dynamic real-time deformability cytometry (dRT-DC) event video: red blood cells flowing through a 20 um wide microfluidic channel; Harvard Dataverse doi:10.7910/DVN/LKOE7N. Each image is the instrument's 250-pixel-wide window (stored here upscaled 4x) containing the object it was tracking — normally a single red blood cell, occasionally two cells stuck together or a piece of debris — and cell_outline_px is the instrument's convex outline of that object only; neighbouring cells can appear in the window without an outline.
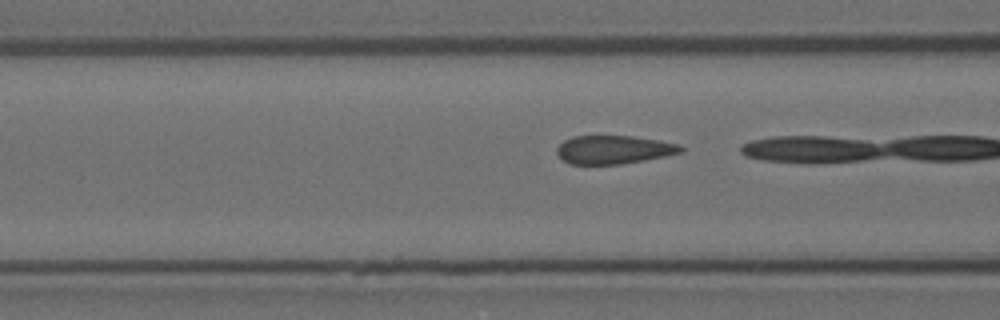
{"species": "Egyptian fruit bat (a non-hibernating species)", "species_latin": "Rousettus aegyptiacus", "temperature_condition": "room temperature", "stored_images_in_passage": 5, "camera_frame_rate_fps": 3000, "um_per_image_px": 0.085, "animal": {"sex": "female"}, "frame": {"image": 1, "passage_image": 4, "time_ms": 1.0, "image_size_px": [1000, 320], "cell_outline_px": [[684, 148], [680, 152], [664, 156], [644, 160], [620, 164], [568, 164], [556, 152], [556, 148], [564, 140], [572, 136], [632, 136], [660, 140], [676, 144]], "centroid_in_image_um": [52.13, 12.71], "position_along_channel_um": 114.5, "area_um2": 20.35}}